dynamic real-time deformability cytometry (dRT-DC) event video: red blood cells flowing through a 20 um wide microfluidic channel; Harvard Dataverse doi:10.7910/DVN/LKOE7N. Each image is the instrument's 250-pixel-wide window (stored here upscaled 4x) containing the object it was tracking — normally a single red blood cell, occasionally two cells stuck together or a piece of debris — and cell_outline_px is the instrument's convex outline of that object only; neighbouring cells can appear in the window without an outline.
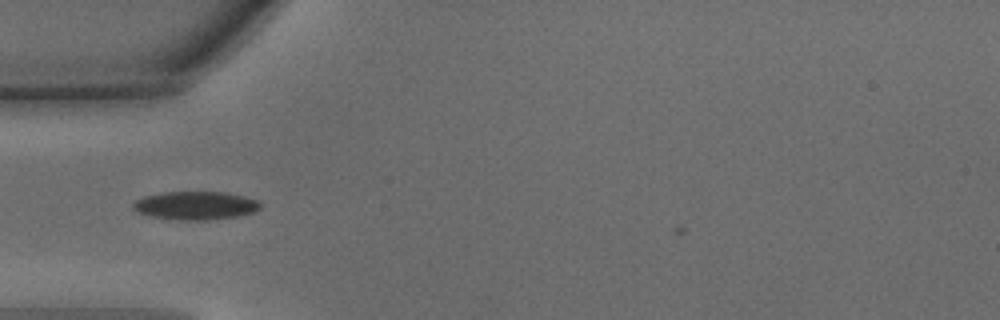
{"species": "common noctule bat (a hibernating species)", "species_latin": "Nyctalus noctula", "temperature_condition": "warm", "stored_images_in_passage": 30, "camera_frame_rate_fps": 3000, "um_per_image_px": 0.085, "animal": {"sex": "male", "body_mass_g": 15.6}, "frame": {"image": 1, "passage_image": 1, "time_ms": 0.0, "image_size_px": [1000, 320], "cell_outline_px": [[264, 204], [256, 212], [240, 216], [208, 220], [176, 220], [152, 216], [136, 212], [132, 208], [132, 204], [136, 200], [144, 196], [160, 192], [224, 192], [244, 196], [260, 200]], "centroid_in_image_um": [16.67, 17.47], "position_along_channel_um": 68.3, "area_um2": 21.39}}
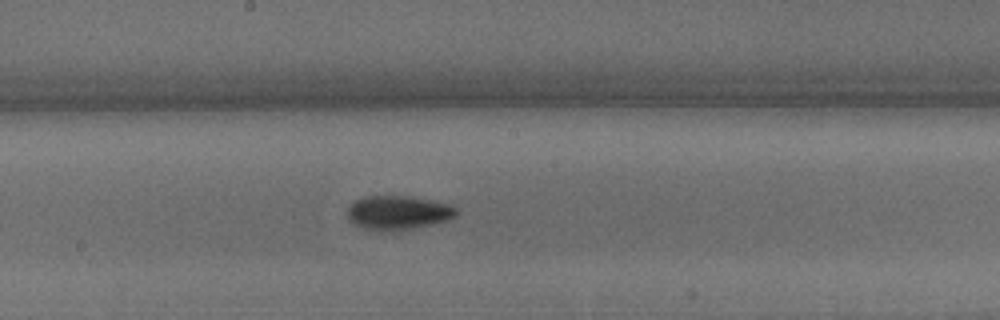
{"frame": {"image": 2, "passage_image": 11, "time_ms": 3.333, "image_size_px": [1000, 320], "cell_outline_px": [[456, 216], [448, 220], [432, 224], [396, 232], [376, 232], [364, 228], [348, 220], [348, 204], [364, 196], [408, 196], [428, 200], [444, 204], [456, 208]], "centroid_in_image_um": [33.76, 18.1], "position_along_channel_um": 214.4, "area_um2": 21.68}}
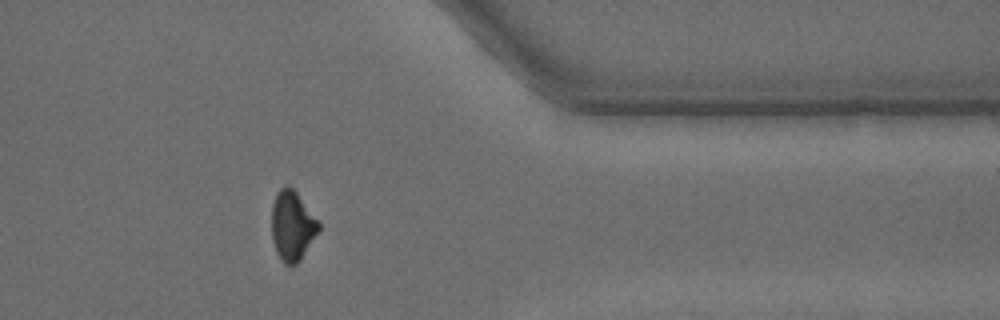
{"frame": {"image": 3, "passage_image": 24, "time_ms": 7.667, "image_size_px": [1000, 320], "cell_outline_px": [[320, 228], [300, 260], [292, 268], [288, 268], [280, 260], [276, 252], [272, 240], [272, 204], [276, 192], [284, 184], [288, 184], [296, 192], [320, 224]], "centroid_in_image_um": [24.8, 19.22], "position_along_channel_um": 386.6, "area_um2": 19.19}, "authors_computed_cell_mechanics": {"area_um2": 20.0566, "velocity_mm_per_s": 4.3527, "shape_relaxation_time_tau1_ms": 3.1736, "shape_relaxation_time_tau2_ms": 5.4465, "deformation_change_tau1": 0.131, "deformation_change_tau2": 0.0975}}